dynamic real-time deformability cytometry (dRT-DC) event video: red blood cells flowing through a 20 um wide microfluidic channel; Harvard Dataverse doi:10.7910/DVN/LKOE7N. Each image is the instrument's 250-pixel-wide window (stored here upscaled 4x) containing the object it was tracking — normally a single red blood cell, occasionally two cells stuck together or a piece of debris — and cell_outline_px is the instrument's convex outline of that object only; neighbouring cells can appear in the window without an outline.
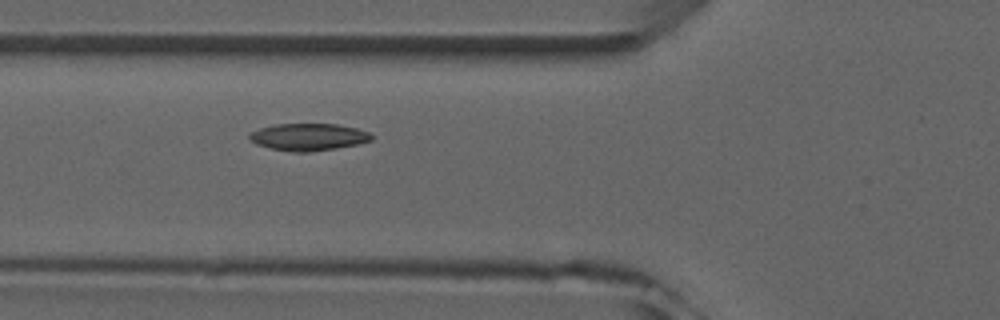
{"species": "common noctule bat (a hibernating species)", "species_latin": "Nyctalus noctula", "temperature_condition": "room temperature", "stored_images_in_passage": 4, "camera_frame_rate_fps": 3000, "um_per_image_px": 0.085, "animal": {"sex": "male", "forearm_length_mm": 52.5}, "frame": {"image": 1, "passage_image": 4, "time_ms": 4.333, "image_size_px": [1000, 320], "cell_outline_px": [[372, 140], [356, 144], [336, 148], [308, 152], [296, 152], [272, 148], [256, 144], [248, 140], [248, 136], [252, 132], [260, 128], [276, 124], [336, 124], [356, 128], [368, 132], [372, 136]], "centroid_in_image_um": [26.19, 11.64], "position_along_channel_um": 99.6, "area_um2": 19.07}}